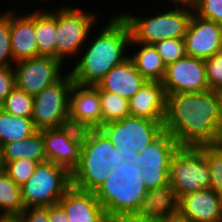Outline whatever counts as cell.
<instances>
[{"label": "cell", "mask_w": 222, "mask_h": 222, "mask_svg": "<svg viewBox=\"0 0 222 222\" xmlns=\"http://www.w3.org/2000/svg\"><path fill=\"white\" fill-rule=\"evenodd\" d=\"M163 126L180 147L219 142L222 139V120L216 91L167 94Z\"/></svg>", "instance_id": "1"}, {"label": "cell", "mask_w": 222, "mask_h": 222, "mask_svg": "<svg viewBox=\"0 0 222 222\" xmlns=\"http://www.w3.org/2000/svg\"><path fill=\"white\" fill-rule=\"evenodd\" d=\"M108 19L105 26L96 31L98 33L94 34L93 29L90 31L84 49L74 62L76 64L69 69L77 85H97L113 67L129 58L128 50L133 47H130L128 23L116 14Z\"/></svg>", "instance_id": "2"}, {"label": "cell", "mask_w": 222, "mask_h": 222, "mask_svg": "<svg viewBox=\"0 0 222 222\" xmlns=\"http://www.w3.org/2000/svg\"><path fill=\"white\" fill-rule=\"evenodd\" d=\"M136 164L122 162L94 192L111 222H128L148 190Z\"/></svg>", "instance_id": "3"}, {"label": "cell", "mask_w": 222, "mask_h": 222, "mask_svg": "<svg viewBox=\"0 0 222 222\" xmlns=\"http://www.w3.org/2000/svg\"><path fill=\"white\" fill-rule=\"evenodd\" d=\"M122 162L124 158L100 129L84 130L80 160L71 172V184L95 192Z\"/></svg>", "instance_id": "4"}, {"label": "cell", "mask_w": 222, "mask_h": 222, "mask_svg": "<svg viewBox=\"0 0 222 222\" xmlns=\"http://www.w3.org/2000/svg\"><path fill=\"white\" fill-rule=\"evenodd\" d=\"M171 6L173 8L170 7V10L168 7L163 12H155L147 17L133 14V11H124L117 16L128 23L131 38L135 42L154 45L165 39H184L194 12L193 7L176 4Z\"/></svg>", "instance_id": "5"}, {"label": "cell", "mask_w": 222, "mask_h": 222, "mask_svg": "<svg viewBox=\"0 0 222 222\" xmlns=\"http://www.w3.org/2000/svg\"><path fill=\"white\" fill-rule=\"evenodd\" d=\"M163 123L130 115L122 120L104 124L99 129L108 137L125 162L135 164L139 151L164 132Z\"/></svg>", "instance_id": "6"}, {"label": "cell", "mask_w": 222, "mask_h": 222, "mask_svg": "<svg viewBox=\"0 0 222 222\" xmlns=\"http://www.w3.org/2000/svg\"><path fill=\"white\" fill-rule=\"evenodd\" d=\"M60 7V9H58ZM57 7L56 58L63 63L76 59L86 44L88 35L96 27L98 14L74 8L72 5ZM62 7V8H61Z\"/></svg>", "instance_id": "7"}, {"label": "cell", "mask_w": 222, "mask_h": 222, "mask_svg": "<svg viewBox=\"0 0 222 222\" xmlns=\"http://www.w3.org/2000/svg\"><path fill=\"white\" fill-rule=\"evenodd\" d=\"M169 183L178 199L185 194L210 188L205 146L178 148L171 159Z\"/></svg>", "instance_id": "8"}, {"label": "cell", "mask_w": 222, "mask_h": 222, "mask_svg": "<svg viewBox=\"0 0 222 222\" xmlns=\"http://www.w3.org/2000/svg\"><path fill=\"white\" fill-rule=\"evenodd\" d=\"M71 186V173L66 168L52 162L39 163L31 178L21 186L25 208L58 204Z\"/></svg>", "instance_id": "9"}, {"label": "cell", "mask_w": 222, "mask_h": 222, "mask_svg": "<svg viewBox=\"0 0 222 222\" xmlns=\"http://www.w3.org/2000/svg\"><path fill=\"white\" fill-rule=\"evenodd\" d=\"M74 81L66 72L57 82L33 96L32 120L37 130L69 125V93Z\"/></svg>", "instance_id": "10"}, {"label": "cell", "mask_w": 222, "mask_h": 222, "mask_svg": "<svg viewBox=\"0 0 222 222\" xmlns=\"http://www.w3.org/2000/svg\"><path fill=\"white\" fill-rule=\"evenodd\" d=\"M63 65L60 59L49 56H38L15 62L13 68L16 87L35 96L57 82L63 76V72L64 74L68 72V70L64 71Z\"/></svg>", "instance_id": "11"}, {"label": "cell", "mask_w": 222, "mask_h": 222, "mask_svg": "<svg viewBox=\"0 0 222 222\" xmlns=\"http://www.w3.org/2000/svg\"><path fill=\"white\" fill-rule=\"evenodd\" d=\"M39 131L44 139L47 162L62 166L71 173L80 160L84 130L67 125Z\"/></svg>", "instance_id": "12"}, {"label": "cell", "mask_w": 222, "mask_h": 222, "mask_svg": "<svg viewBox=\"0 0 222 222\" xmlns=\"http://www.w3.org/2000/svg\"><path fill=\"white\" fill-rule=\"evenodd\" d=\"M162 85L166 94L208 91L205 60L186 55L167 65Z\"/></svg>", "instance_id": "13"}, {"label": "cell", "mask_w": 222, "mask_h": 222, "mask_svg": "<svg viewBox=\"0 0 222 222\" xmlns=\"http://www.w3.org/2000/svg\"><path fill=\"white\" fill-rule=\"evenodd\" d=\"M69 125L81 130L99 129L102 126L99 87L73 83L69 93Z\"/></svg>", "instance_id": "14"}, {"label": "cell", "mask_w": 222, "mask_h": 222, "mask_svg": "<svg viewBox=\"0 0 222 222\" xmlns=\"http://www.w3.org/2000/svg\"><path fill=\"white\" fill-rule=\"evenodd\" d=\"M186 54L207 59L221 52V24L199 17L193 12L184 36Z\"/></svg>", "instance_id": "15"}, {"label": "cell", "mask_w": 222, "mask_h": 222, "mask_svg": "<svg viewBox=\"0 0 222 222\" xmlns=\"http://www.w3.org/2000/svg\"><path fill=\"white\" fill-rule=\"evenodd\" d=\"M178 212L189 222H221L222 195L211 188L185 194L179 198Z\"/></svg>", "instance_id": "16"}, {"label": "cell", "mask_w": 222, "mask_h": 222, "mask_svg": "<svg viewBox=\"0 0 222 222\" xmlns=\"http://www.w3.org/2000/svg\"><path fill=\"white\" fill-rule=\"evenodd\" d=\"M69 222H111L94 192L71 186L58 201Z\"/></svg>", "instance_id": "17"}, {"label": "cell", "mask_w": 222, "mask_h": 222, "mask_svg": "<svg viewBox=\"0 0 222 222\" xmlns=\"http://www.w3.org/2000/svg\"><path fill=\"white\" fill-rule=\"evenodd\" d=\"M10 9V43L14 62L39 56L35 34V10L31 13Z\"/></svg>", "instance_id": "18"}, {"label": "cell", "mask_w": 222, "mask_h": 222, "mask_svg": "<svg viewBox=\"0 0 222 222\" xmlns=\"http://www.w3.org/2000/svg\"><path fill=\"white\" fill-rule=\"evenodd\" d=\"M178 201L170 183L149 190L128 222H154L178 213Z\"/></svg>", "instance_id": "19"}, {"label": "cell", "mask_w": 222, "mask_h": 222, "mask_svg": "<svg viewBox=\"0 0 222 222\" xmlns=\"http://www.w3.org/2000/svg\"><path fill=\"white\" fill-rule=\"evenodd\" d=\"M166 103L167 94L162 82L147 81L129 99L130 115L164 122Z\"/></svg>", "instance_id": "20"}, {"label": "cell", "mask_w": 222, "mask_h": 222, "mask_svg": "<svg viewBox=\"0 0 222 222\" xmlns=\"http://www.w3.org/2000/svg\"><path fill=\"white\" fill-rule=\"evenodd\" d=\"M146 82L147 80L136 70L133 61L127 58L113 67L97 86L102 91H108L129 100Z\"/></svg>", "instance_id": "21"}, {"label": "cell", "mask_w": 222, "mask_h": 222, "mask_svg": "<svg viewBox=\"0 0 222 222\" xmlns=\"http://www.w3.org/2000/svg\"><path fill=\"white\" fill-rule=\"evenodd\" d=\"M180 146L167 132L139 151L135 164L140 168H170L171 159Z\"/></svg>", "instance_id": "22"}, {"label": "cell", "mask_w": 222, "mask_h": 222, "mask_svg": "<svg viewBox=\"0 0 222 222\" xmlns=\"http://www.w3.org/2000/svg\"><path fill=\"white\" fill-rule=\"evenodd\" d=\"M134 47V51L129 53V58L133 61L136 70L147 80L154 82H162L166 65L154 45L135 42L132 38L130 47ZM137 49H136V48Z\"/></svg>", "instance_id": "23"}, {"label": "cell", "mask_w": 222, "mask_h": 222, "mask_svg": "<svg viewBox=\"0 0 222 222\" xmlns=\"http://www.w3.org/2000/svg\"><path fill=\"white\" fill-rule=\"evenodd\" d=\"M35 10V34L39 56L56 58L57 9Z\"/></svg>", "instance_id": "24"}, {"label": "cell", "mask_w": 222, "mask_h": 222, "mask_svg": "<svg viewBox=\"0 0 222 222\" xmlns=\"http://www.w3.org/2000/svg\"><path fill=\"white\" fill-rule=\"evenodd\" d=\"M21 158L32 159L39 163L47 162L44 139L39 130L27 139L12 141L3 145L4 164Z\"/></svg>", "instance_id": "25"}, {"label": "cell", "mask_w": 222, "mask_h": 222, "mask_svg": "<svg viewBox=\"0 0 222 222\" xmlns=\"http://www.w3.org/2000/svg\"><path fill=\"white\" fill-rule=\"evenodd\" d=\"M38 130L32 118L14 116L0 108V144L24 140L31 137Z\"/></svg>", "instance_id": "26"}, {"label": "cell", "mask_w": 222, "mask_h": 222, "mask_svg": "<svg viewBox=\"0 0 222 222\" xmlns=\"http://www.w3.org/2000/svg\"><path fill=\"white\" fill-rule=\"evenodd\" d=\"M24 209L21 187L4 170L0 171V212L18 216Z\"/></svg>", "instance_id": "27"}, {"label": "cell", "mask_w": 222, "mask_h": 222, "mask_svg": "<svg viewBox=\"0 0 222 222\" xmlns=\"http://www.w3.org/2000/svg\"><path fill=\"white\" fill-rule=\"evenodd\" d=\"M101 100L102 125L119 121L130 116L129 100L117 94L102 91L99 88Z\"/></svg>", "instance_id": "28"}, {"label": "cell", "mask_w": 222, "mask_h": 222, "mask_svg": "<svg viewBox=\"0 0 222 222\" xmlns=\"http://www.w3.org/2000/svg\"><path fill=\"white\" fill-rule=\"evenodd\" d=\"M34 98L15 87L0 105V108L14 116L32 118Z\"/></svg>", "instance_id": "29"}, {"label": "cell", "mask_w": 222, "mask_h": 222, "mask_svg": "<svg viewBox=\"0 0 222 222\" xmlns=\"http://www.w3.org/2000/svg\"><path fill=\"white\" fill-rule=\"evenodd\" d=\"M205 156L210 169V188L222 195V139L205 146Z\"/></svg>", "instance_id": "30"}, {"label": "cell", "mask_w": 222, "mask_h": 222, "mask_svg": "<svg viewBox=\"0 0 222 222\" xmlns=\"http://www.w3.org/2000/svg\"><path fill=\"white\" fill-rule=\"evenodd\" d=\"M38 165L39 162L35 160L21 158L19 160L6 163L4 171L18 186L21 187L31 178Z\"/></svg>", "instance_id": "31"}, {"label": "cell", "mask_w": 222, "mask_h": 222, "mask_svg": "<svg viewBox=\"0 0 222 222\" xmlns=\"http://www.w3.org/2000/svg\"><path fill=\"white\" fill-rule=\"evenodd\" d=\"M15 64L10 43V9L0 12V66Z\"/></svg>", "instance_id": "32"}, {"label": "cell", "mask_w": 222, "mask_h": 222, "mask_svg": "<svg viewBox=\"0 0 222 222\" xmlns=\"http://www.w3.org/2000/svg\"><path fill=\"white\" fill-rule=\"evenodd\" d=\"M154 46L166 66L187 55L184 39H165L155 43Z\"/></svg>", "instance_id": "33"}, {"label": "cell", "mask_w": 222, "mask_h": 222, "mask_svg": "<svg viewBox=\"0 0 222 222\" xmlns=\"http://www.w3.org/2000/svg\"><path fill=\"white\" fill-rule=\"evenodd\" d=\"M193 11L201 18L222 25V0H199L193 6Z\"/></svg>", "instance_id": "34"}, {"label": "cell", "mask_w": 222, "mask_h": 222, "mask_svg": "<svg viewBox=\"0 0 222 222\" xmlns=\"http://www.w3.org/2000/svg\"><path fill=\"white\" fill-rule=\"evenodd\" d=\"M205 67L209 90L222 87V51L205 59Z\"/></svg>", "instance_id": "35"}, {"label": "cell", "mask_w": 222, "mask_h": 222, "mask_svg": "<svg viewBox=\"0 0 222 222\" xmlns=\"http://www.w3.org/2000/svg\"><path fill=\"white\" fill-rule=\"evenodd\" d=\"M142 181L147 190L163 186L169 183L170 168H141Z\"/></svg>", "instance_id": "36"}, {"label": "cell", "mask_w": 222, "mask_h": 222, "mask_svg": "<svg viewBox=\"0 0 222 222\" xmlns=\"http://www.w3.org/2000/svg\"><path fill=\"white\" fill-rule=\"evenodd\" d=\"M15 87L13 66H0V105Z\"/></svg>", "instance_id": "37"}, {"label": "cell", "mask_w": 222, "mask_h": 222, "mask_svg": "<svg viewBox=\"0 0 222 222\" xmlns=\"http://www.w3.org/2000/svg\"><path fill=\"white\" fill-rule=\"evenodd\" d=\"M18 216L22 222H49V207H27Z\"/></svg>", "instance_id": "38"}, {"label": "cell", "mask_w": 222, "mask_h": 222, "mask_svg": "<svg viewBox=\"0 0 222 222\" xmlns=\"http://www.w3.org/2000/svg\"><path fill=\"white\" fill-rule=\"evenodd\" d=\"M49 222H69L66 213L59 204L49 206Z\"/></svg>", "instance_id": "39"}, {"label": "cell", "mask_w": 222, "mask_h": 222, "mask_svg": "<svg viewBox=\"0 0 222 222\" xmlns=\"http://www.w3.org/2000/svg\"><path fill=\"white\" fill-rule=\"evenodd\" d=\"M154 222H189L184 216H182L179 212L175 215L165 217Z\"/></svg>", "instance_id": "40"}, {"label": "cell", "mask_w": 222, "mask_h": 222, "mask_svg": "<svg viewBox=\"0 0 222 222\" xmlns=\"http://www.w3.org/2000/svg\"><path fill=\"white\" fill-rule=\"evenodd\" d=\"M199 0H172V4L193 7Z\"/></svg>", "instance_id": "41"}, {"label": "cell", "mask_w": 222, "mask_h": 222, "mask_svg": "<svg viewBox=\"0 0 222 222\" xmlns=\"http://www.w3.org/2000/svg\"><path fill=\"white\" fill-rule=\"evenodd\" d=\"M0 222H22L19 216L3 215Z\"/></svg>", "instance_id": "42"}, {"label": "cell", "mask_w": 222, "mask_h": 222, "mask_svg": "<svg viewBox=\"0 0 222 222\" xmlns=\"http://www.w3.org/2000/svg\"><path fill=\"white\" fill-rule=\"evenodd\" d=\"M215 91H216L218 101H219V111H220V116L222 120V87L216 89Z\"/></svg>", "instance_id": "43"}, {"label": "cell", "mask_w": 222, "mask_h": 222, "mask_svg": "<svg viewBox=\"0 0 222 222\" xmlns=\"http://www.w3.org/2000/svg\"><path fill=\"white\" fill-rule=\"evenodd\" d=\"M5 164L3 161V146L0 144V171L4 170Z\"/></svg>", "instance_id": "44"}, {"label": "cell", "mask_w": 222, "mask_h": 222, "mask_svg": "<svg viewBox=\"0 0 222 222\" xmlns=\"http://www.w3.org/2000/svg\"><path fill=\"white\" fill-rule=\"evenodd\" d=\"M221 47H222V25H221Z\"/></svg>", "instance_id": "45"}]
</instances>
